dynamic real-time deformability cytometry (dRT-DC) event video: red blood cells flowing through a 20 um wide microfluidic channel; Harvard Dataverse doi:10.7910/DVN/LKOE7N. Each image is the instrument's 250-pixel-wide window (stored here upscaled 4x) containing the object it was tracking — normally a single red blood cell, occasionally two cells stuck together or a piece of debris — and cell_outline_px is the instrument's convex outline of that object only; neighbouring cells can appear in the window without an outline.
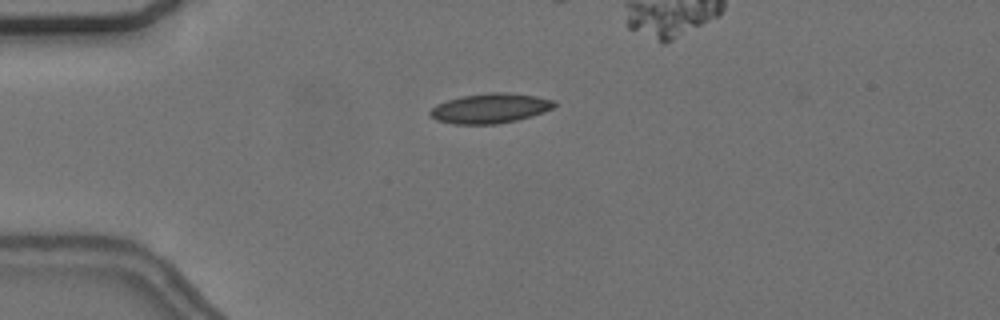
{"species": "common noctule bat (a hibernating species)", "species_latin": "Nyctalus noctula", "temperature_condition": "cold", "stored_images_in_passage": 33, "camera_frame_rate_fps": 3000, "um_per_image_px": 0.085, "animal": {"sex": "female", "body_mass_g": 24.6, "forearm_length_mm": 56.2}, "frame": {"image": 1, "passage_image": 1, "time_ms": 0.0, "image_size_px": [1000, 320], "cell_outline_px": [[556, 104], [552, 108], [544, 112], [532, 116], [516, 120], [496, 124], [452, 124], [436, 120], [428, 112], [436, 104], [460, 96], [488, 92], [500, 92], [536, 96], [556, 100]], "centroid_in_image_um": [41.66, 9.2], "position_along_channel_um": 43.3, "area_um2": 21.62}}
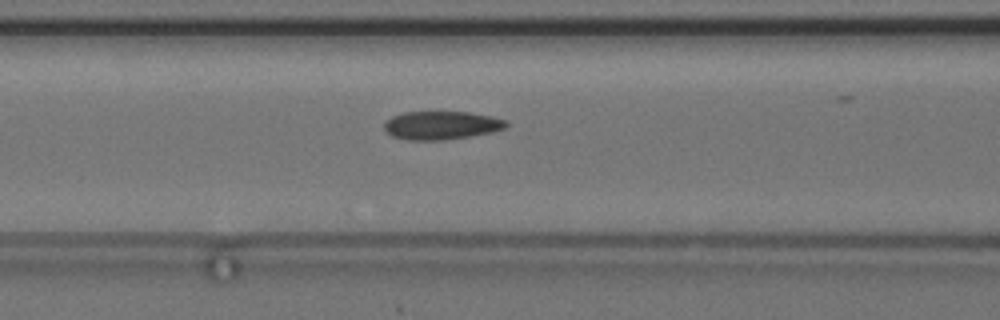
{"frame": {"image": 2, "passage_image": 10, "time_ms": 3.0, "image_size_px": [1000, 320], "cell_outline_px": [[508, 124], [504, 128], [492, 132], [444, 140], [408, 140], [392, 136], [384, 128], [384, 120], [392, 116], [404, 112], [468, 112], [492, 116], [508, 120]], "centroid_in_image_um": [37.51, 10.64], "position_along_channel_um": 129.1, "area_um2": 20.17}}